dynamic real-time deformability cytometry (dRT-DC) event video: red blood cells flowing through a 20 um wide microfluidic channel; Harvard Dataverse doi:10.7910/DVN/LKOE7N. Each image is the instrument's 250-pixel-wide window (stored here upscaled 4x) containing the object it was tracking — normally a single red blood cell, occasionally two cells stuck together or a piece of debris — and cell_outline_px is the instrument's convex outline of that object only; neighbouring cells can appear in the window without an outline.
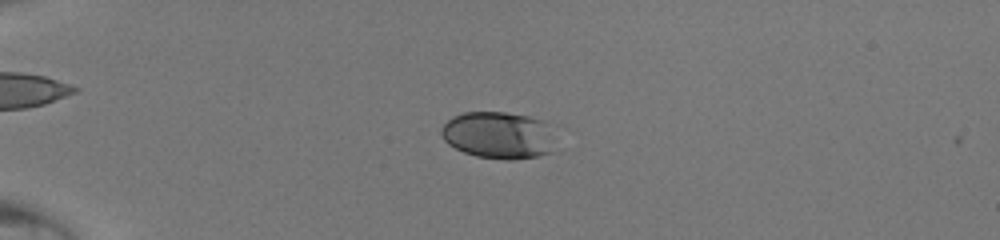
{"species": "human", "species_latin": "Homo sapiens", "temperature_condition": "room temperature", "stored_images_in_passage": 50, "camera_frame_rate_fps": 3000, "um_per_image_px": 0.085, "donor": {"sex": "male"}, "frame": {"image": 1, "passage_image": 15, "time_ms": 4.667, "image_size_px": [1000, 240], "cell_outline_px": [[552, 152], [536, 156], [512, 160], [504, 160], [476, 156], [464, 152], [448, 144], [444, 140], [440, 132], [440, 128], [452, 116], [464, 112], [504, 112], [528, 116], [544, 120]], "centroid_in_image_um": [42.26, 11.49], "position_along_channel_um": 42.7, "area_um2": 30.81}}
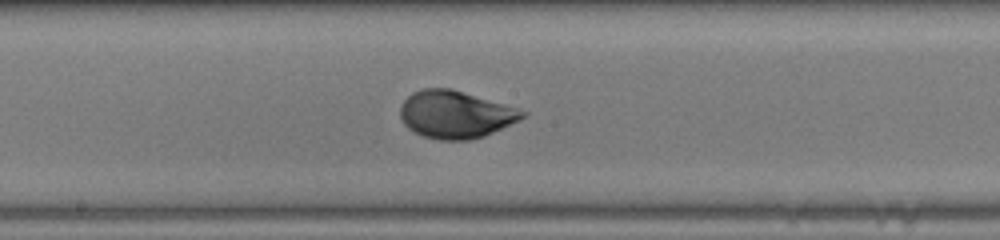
{"frame": {"image": 2, "passage_image": 30, "time_ms": 9.667, "image_size_px": [1000, 240], "cell_outline_px": [[528, 112], [520, 120], [484, 136], [468, 140], [440, 140], [424, 136], [408, 128], [404, 124], [400, 116], [400, 104], [412, 92], [424, 88], [452, 88], [504, 104]], "centroid_in_image_um": [38.69, 9.72], "position_along_channel_um": 209.5, "area_um2": 33.7}}
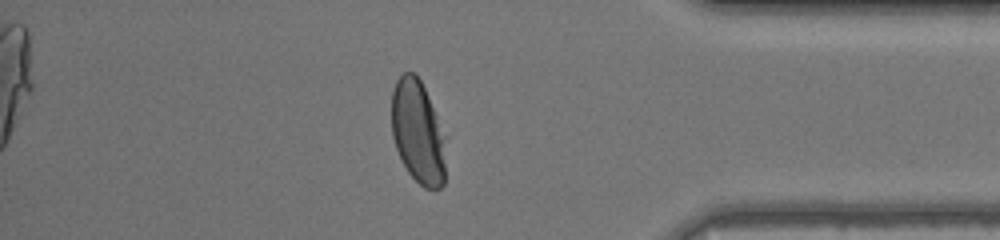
{"frame": {"image": 3, "passage_image": 44, "time_ms": 14.333, "image_size_px": [1000, 240], "cell_outline_px": [[444, 184], [440, 188], [424, 188], [408, 172], [396, 148], [392, 136], [392, 92], [396, 80], [404, 72], [416, 72], [428, 96], [432, 108], [440, 140], [444, 164]], "centroid_in_image_um": [35.43, 11.2], "position_along_channel_um": 399.8, "area_um2": 30.98}}